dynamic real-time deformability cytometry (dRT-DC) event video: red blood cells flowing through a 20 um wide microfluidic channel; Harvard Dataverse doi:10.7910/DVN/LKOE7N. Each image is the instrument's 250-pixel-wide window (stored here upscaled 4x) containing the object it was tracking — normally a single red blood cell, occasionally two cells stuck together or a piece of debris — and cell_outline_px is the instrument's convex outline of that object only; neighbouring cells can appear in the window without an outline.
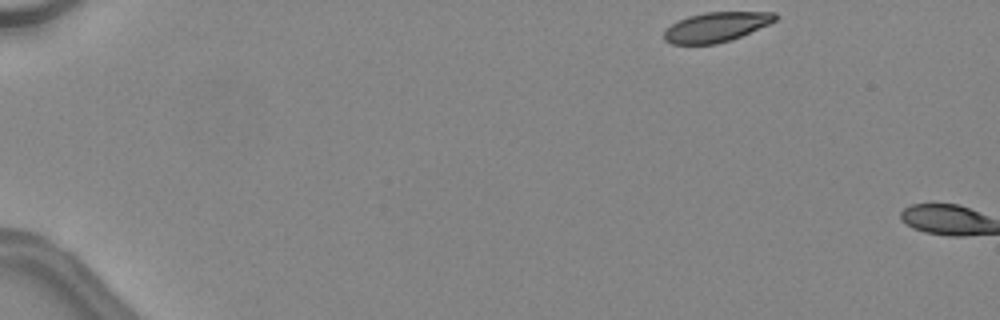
{"species": "common noctule bat (a hibernating species)", "species_latin": "Nyctalus noctula", "temperature_condition": "warm", "stored_images_in_passage": 2, "camera_frame_rate_fps": 3000, "um_per_image_px": 0.085, "animal": {"sex": "female", "body_mass_g": 24.6, "forearm_length_mm": 56.2}, "frame": {"image": 1, "passage_image": 1, "time_ms": 0.0, "image_size_px": [1000, 320], "cell_outline_px": [[776, 20], [768, 24], [732, 40], [716, 44], [672, 44], [664, 40], [664, 32], [672, 24], [688, 16], [704, 12], [776, 12]], "centroid_in_image_um": [60.87, 2.3], "position_along_channel_um": 24.1, "area_um2": 19.07}}